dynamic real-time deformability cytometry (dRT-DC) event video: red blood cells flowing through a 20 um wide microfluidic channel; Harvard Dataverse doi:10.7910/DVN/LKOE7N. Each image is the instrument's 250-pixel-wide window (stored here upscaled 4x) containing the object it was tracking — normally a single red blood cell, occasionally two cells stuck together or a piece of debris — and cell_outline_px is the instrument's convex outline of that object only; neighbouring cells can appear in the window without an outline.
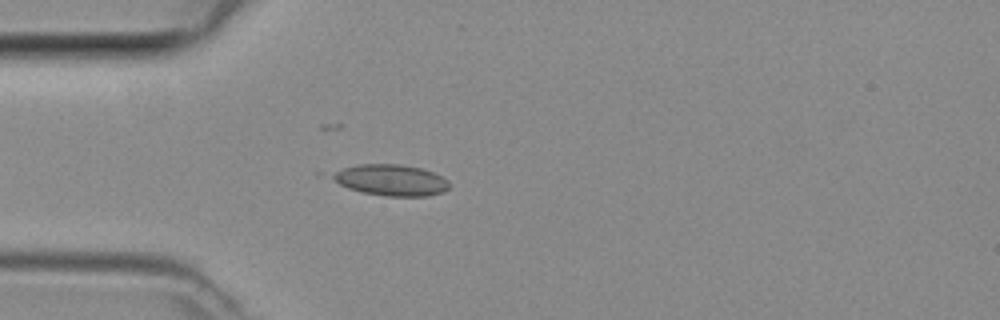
{"species": "common noctule bat (a hibernating species)", "species_latin": "Nyctalus noctula", "temperature_condition": "room temperature", "stored_images_in_passage": 4, "camera_frame_rate_fps": 3000, "um_per_image_px": 0.085, "animal": {"sex": "female", "body_mass_g": 29.2, "forearm_length_mm": 56.3}, "frame": {"image": 1, "passage_image": 4, "time_ms": 1.0, "image_size_px": [1000, 320], "cell_outline_px": [[448, 188], [444, 192], [428, 196], [388, 196], [364, 192], [348, 188], [340, 184], [328, 176], [344, 168], [356, 164], [400, 164], [420, 168], [432, 172], [448, 180]], "centroid_in_image_um": [33.24, 15.3], "position_along_channel_um": 51.8, "area_um2": 21.04}}